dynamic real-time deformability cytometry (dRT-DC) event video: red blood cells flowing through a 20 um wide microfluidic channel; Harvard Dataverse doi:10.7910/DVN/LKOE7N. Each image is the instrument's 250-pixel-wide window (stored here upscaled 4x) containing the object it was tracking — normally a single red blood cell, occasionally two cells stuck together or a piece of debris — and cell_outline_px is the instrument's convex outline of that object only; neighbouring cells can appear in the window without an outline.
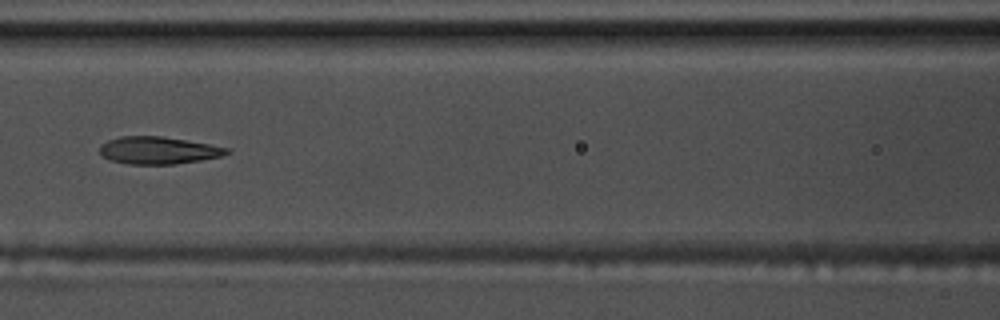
{"species": "common noctule bat (a hibernating species)", "species_latin": "Nyctalus noctula", "temperature_condition": "warm", "stored_images_in_passage": 8, "camera_frame_rate_fps": 3000, "um_per_image_px": 0.085, "animal": {"sex": "male", "body_mass_g": 17.5, "forearm_length_mm": 52.3}, "frame": {"image": 1, "passage_image": 8, "time_ms": 2.333, "image_size_px": [1000, 320], "cell_outline_px": [[232, 152], [220, 156], [200, 160], [176, 164], [128, 164], [112, 160], [104, 156], [100, 152], [100, 144], [108, 140], [120, 136], [160, 136], [208, 144], [228, 148]], "centroid_in_image_um": [13.44, 12.78], "position_along_channel_um": 153.2, "area_um2": 20.0}}